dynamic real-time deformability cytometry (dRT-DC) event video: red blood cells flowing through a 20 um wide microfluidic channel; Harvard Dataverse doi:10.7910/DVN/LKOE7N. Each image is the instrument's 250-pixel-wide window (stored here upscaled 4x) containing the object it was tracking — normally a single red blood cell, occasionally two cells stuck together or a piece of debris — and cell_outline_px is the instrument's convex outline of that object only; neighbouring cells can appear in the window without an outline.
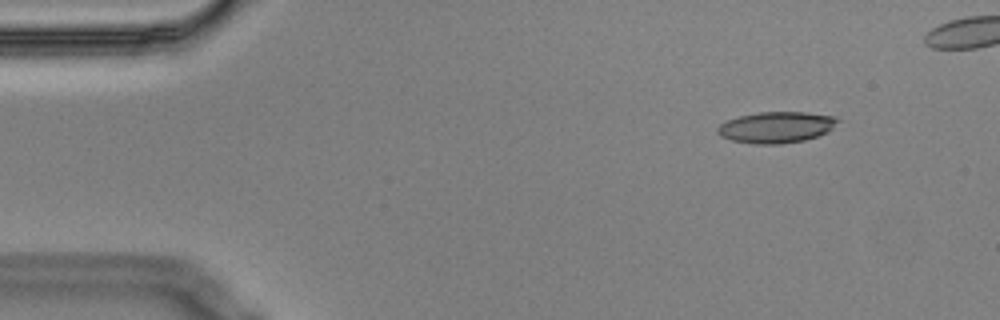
{"species": "Egyptian fruit bat (a non-hibernating species)", "species_latin": "Rousettus aegyptiacus", "temperature_condition": "cold", "stored_images_in_passage": 9, "camera_frame_rate_fps": 3000, "um_per_image_px": 0.085, "animal": {"sex": "male"}, "frame": {"image": 1, "passage_image": 2, "time_ms": 0.333, "image_size_px": [1000, 320], "cell_outline_px": [[840, 120], [828, 132], [820, 136], [804, 140], [780, 144], [752, 144], [732, 140], [720, 136], [716, 132], [716, 128], [720, 124], [728, 120], [740, 116], [760, 112], [804, 112], [836, 116]], "centroid_in_image_um": [66.0, 10.82], "position_along_channel_um": 19.0, "area_um2": 21.96}}
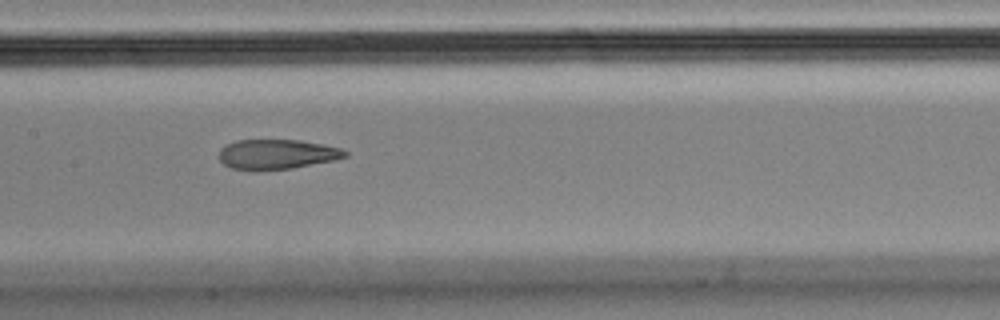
{"frame": {"image": 2, "passage_image": 8, "time_ms": 2.333, "image_size_px": [1000, 320], "cell_outline_px": [[348, 156], [336, 160], [292, 168], [252, 172], [232, 168], [224, 164], [220, 160], [220, 148], [236, 140], [300, 140], [324, 144], [340, 148], [348, 152]], "centroid_in_image_um": [23.55, 13.13], "position_along_channel_um": 183.9, "area_um2": 22.25}}
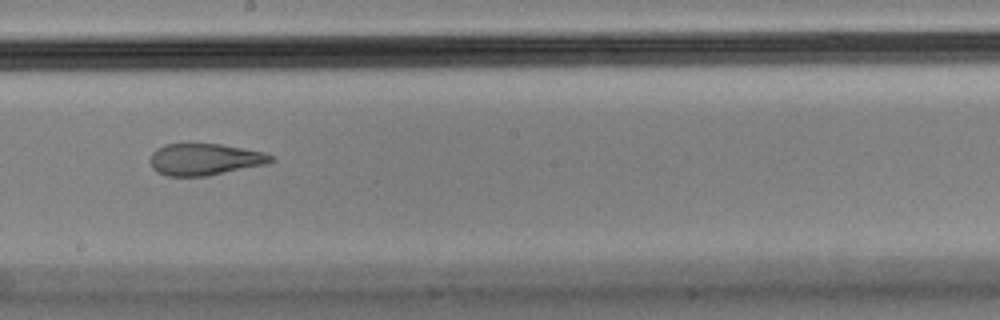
{"frame": {"image": 3, "passage_image": 9, "time_ms": 2.667, "image_size_px": [1000, 320], "cell_outline_px": [[276, 160], [268, 164], [208, 176], [168, 176], [156, 172], [152, 168], [148, 160], [152, 152], [156, 148], [164, 144], [220, 144], [264, 152], [276, 156]], "centroid_in_image_um": [17.41, 13.55], "position_along_channel_um": 230.8, "area_um2": 22.72}}